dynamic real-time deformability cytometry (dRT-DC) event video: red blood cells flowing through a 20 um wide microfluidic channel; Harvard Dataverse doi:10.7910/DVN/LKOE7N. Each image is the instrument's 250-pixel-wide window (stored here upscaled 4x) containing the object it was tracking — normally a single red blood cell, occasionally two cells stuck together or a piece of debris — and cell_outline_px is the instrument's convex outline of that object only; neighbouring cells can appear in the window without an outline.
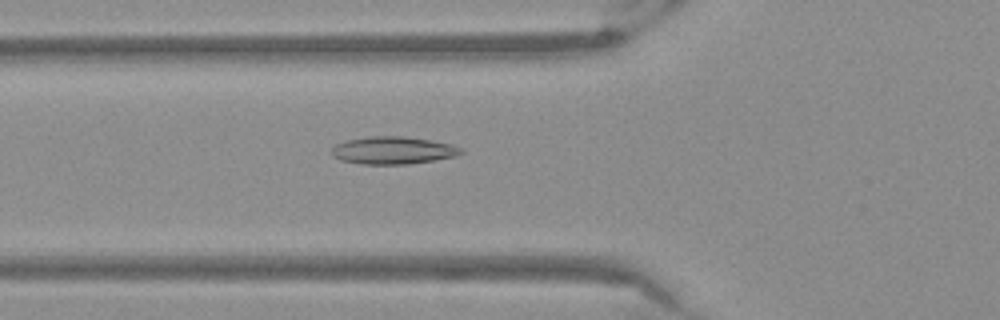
{"species": "Egyptian fruit bat (a non-hibernating species)", "species_latin": "Rousettus aegyptiacus", "temperature_condition": "warm", "stored_images_in_passage": 45, "camera_frame_rate_fps": 3000, "um_per_image_px": 0.085, "frame": {"image": 1, "passage_image": 12, "time_ms": 3.667, "image_size_px": [1000, 320], "cell_outline_px": [[464, 152], [460, 156], [408, 164], [364, 164], [340, 160], [332, 156], [332, 148], [336, 144], [348, 140], [368, 136], [404, 136], [432, 140], [452, 144], [464, 148]], "centroid_in_image_um": [33.48, 12.78], "position_along_channel_um": 92.3, "area_um2": 20.98}}
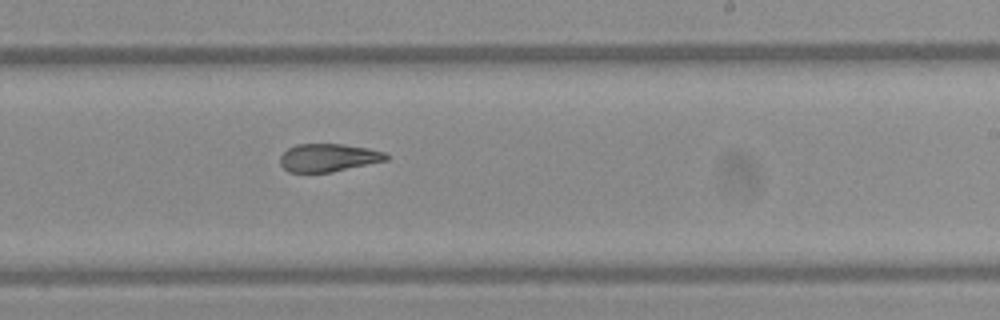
{"frame": {"image": 2, "passage_image": 25, "time_ms": 8.0, "image_size_px": [1000, 320], "cell_outline_px": [[388, 160], [332, 172], [288, 172], [280, 164], [280, 156], [288, 148], [296, 144], [344, 144], [368, 148], [384, 152], [388, 156]], "centroid_in_image_um": [27.9, 13.4], "position_along_channel_um": 261.1, "area_um2": 17.28}}
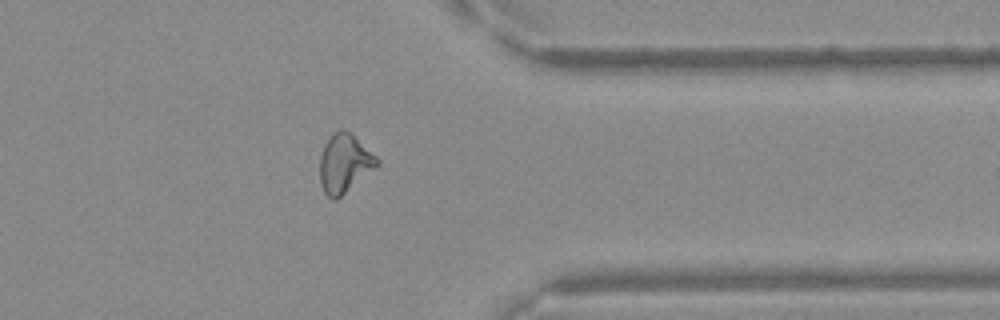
{"frame": {"image": 3, "passage_image": 35, "time_ms": 11.333, "image_size_px": [1000, 320], "cell_outline_px": [[380, 164], [376, 168], [336, 200], [332, 200], [324, 192], [320, 184], [320, 156], [324, 144], [332, 132], [340, 128], [344, 128], [376, 156], [380, 160]], "centroid_in_image_um": [29.26, 13.89], "position_along_channel_um": 382.1, "area_um2": 19.59}}